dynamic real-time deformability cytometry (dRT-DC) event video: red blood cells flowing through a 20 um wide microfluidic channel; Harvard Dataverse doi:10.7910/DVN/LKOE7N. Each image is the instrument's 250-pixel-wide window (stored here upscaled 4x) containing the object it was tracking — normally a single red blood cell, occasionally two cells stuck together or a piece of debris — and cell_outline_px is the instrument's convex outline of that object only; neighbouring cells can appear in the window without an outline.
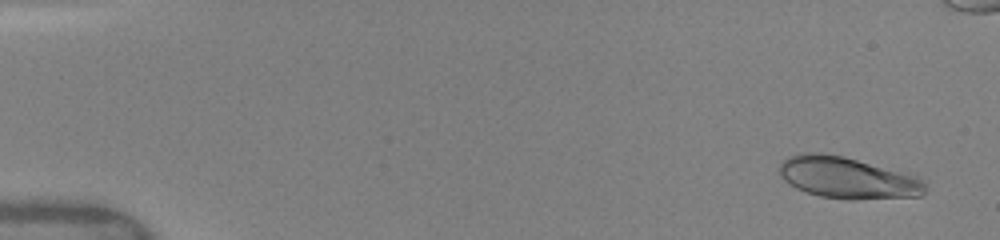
{"species": "human", "species_latin": "Homo sapiens", "temperature_condition": "warm", "stored_images_in_passage": 34, "camera_frame_rate_fps": 3000, "um_per_image_px": 0.085, "donor": {"sex": "female"}, "frame": {"image": 1, "passage_image": 3, "time_ms": 0.667, "image_size_px": [1000, 240], "cell_outline_px": [[928, 188], [920, 196], [856, 200], [848, 200], [820, 196], [796, 188], [788, 184], [780, 176], [780, 164], [788, 156], [800, 152], [820, 152], [844, 156], [912, 172], [920, 176], [924, 180]], "centroid_in_image_um": [72.12, 15.09], "position_along_channel_um": 12.9, "area_um2": 36.36}}
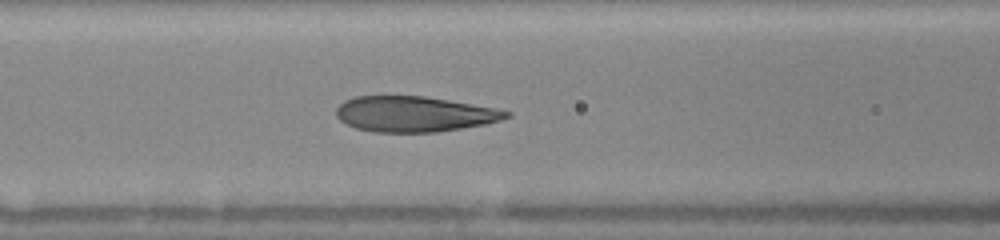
{"frame": {"image": 2, "passage_image": 16, "time_ms": 7.0, "image_size_px": [1000, 240], "cell_outline_px": [[512, 116], [500, 120], [484, 124], [436, 132], [372, 132], [356, 128], [340, 120], [336, 116], [336, 108], [344, 100], [356, 96], [424, 96], [496, 108], [512, 112]], "centroid_in_image_um": [35.2, 9.69], "position_along_channel_um": 131.4, "area_um2": 35.08}}
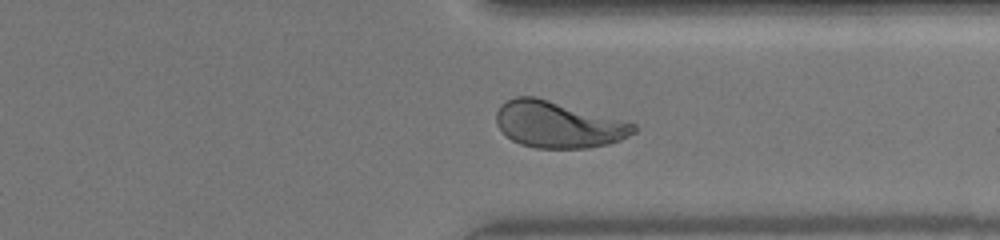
{"frame": {"image": 3, "passage_image": 27, "time_ms": 12.667, "image_size_px": [1000, 240], "cell_outline_px": [[640, 128], [636, 132], [620, 140], [608, 144], [588, 148], [536, 148], [520, 144], [512, 140], [496, 124], [496, 112], [500, 104], [516, 96], [536, 96], [636, 124]], "centroid_in_image_um": [47.45, 10.59], "position_along_channel_um": 364.0, "area_um2": 37.17}, "authors_computed_cell_mechanics": {"area_um2": 36.5007, "velocity_mm_per_s": 4.1078, "shape_relaxation_time_tau1_ms": 4.7414, "shape_relaxation_time_tau2_ms": null, "deformation_change_tau1": 0.2039, "deformation_change_tau2": null}}